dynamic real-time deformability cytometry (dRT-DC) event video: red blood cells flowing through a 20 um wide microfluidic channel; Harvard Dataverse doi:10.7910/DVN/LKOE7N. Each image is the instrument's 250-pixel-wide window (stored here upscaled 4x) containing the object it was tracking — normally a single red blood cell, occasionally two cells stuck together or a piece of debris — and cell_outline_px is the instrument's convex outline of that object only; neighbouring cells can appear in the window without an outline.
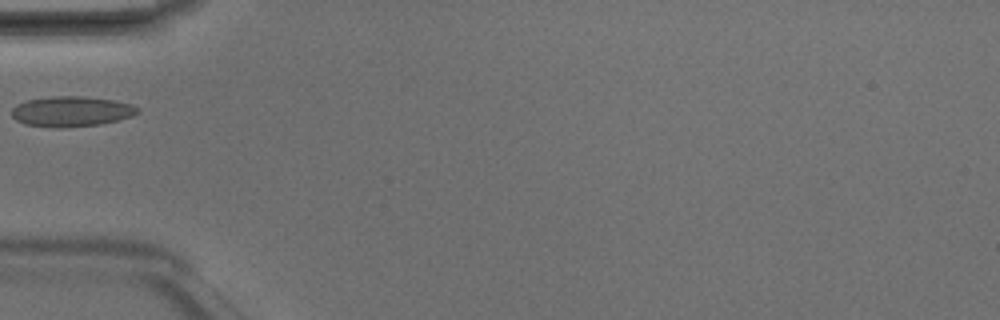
{"species": "Egyptian fruit bat (a non-hibernating species)", "species_latin": "Rousettus aegyptiacus", "temperature_condition": "room temperature", "stored_images_in_passage": 3, "camera_frame_rate_fps": 3000, "um_per_image_px": 0.085, "animal": {"sex": "male"}, "frame": {"image": 1, "passage_image": 3, "time_ms": 0.667, "image_size_px": [1000, 320], "cell_outline_px": [[140, 112], [132, 116], [100, 124], [60, 128], [52, 128], [24, 124], [16, 120], [12, 116], [12, 108], [16, 104], [28, 100], [52, 96], [80, 96], [116, 100], [132, 104], [140, 108]], "centroid_in_image_um": [6.07, 9.47], "position_along_channel_um": 78.9, "area_um2": 22.37}}